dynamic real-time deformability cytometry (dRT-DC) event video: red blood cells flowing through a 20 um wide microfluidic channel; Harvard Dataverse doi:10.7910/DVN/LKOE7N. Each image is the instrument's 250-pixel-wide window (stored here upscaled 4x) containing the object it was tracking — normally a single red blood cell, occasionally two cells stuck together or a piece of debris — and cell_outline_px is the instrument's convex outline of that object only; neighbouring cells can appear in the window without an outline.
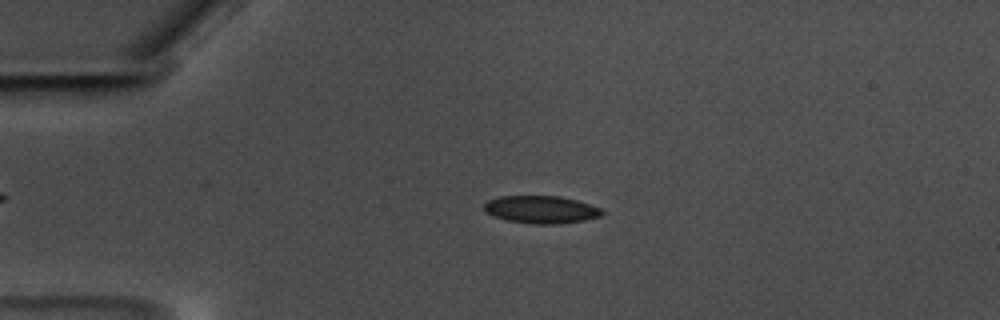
{"species": "common noctule bat (a hibernating species)", "species_latin": "Nyctalus noctula", "temperature_condition": "warm", "stored_images_in_passage": 46, "camera_frame_rate_fps": 3000, "um_per_image_px": 0.085, "animal": {"sex": "male", "body_mass_g": 17.5, "forearm_length_mm": 52.3}, "frame": {"image": 1, "passage_image": 10, "time_ms": 3.0, "image_size_px": [1000, 320], "cell_outline_px": [[604, 212], [600, 216], [584, 220], [560, 224], [532, 224], [508, 220], [496, 216], [488, 212], [484, 208], [484, 204], [488, 200], [500, 196], [560, 196], [576, 200], [600, 208]], "centroid_in_image_um": [46.01, 17.81], "position_along_channel_um": 39.0, "area_um2": 18.73}}
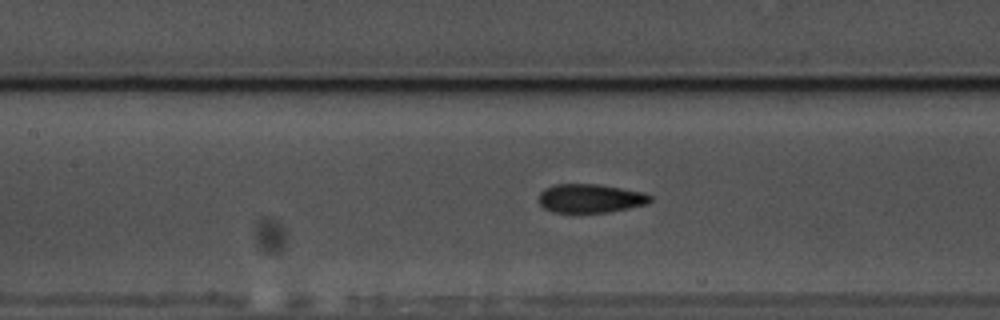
{"frame": {"image": 2, "passage_image": 23, "time_ms": 7.333, "image_size_px": [1000, 320], "cell_outline_px": [[652, 200], [648, 204], [608, 212], [552, 212], [544, 208], [540, 204], [540, 192], [544, 188], [552, 184], [596, 184], [644, 192], [652, 196]], "centroid_in_image_um": [50.18, 16.85], "position_along_channel_um": 157.2, "area_um2": 18.67}}
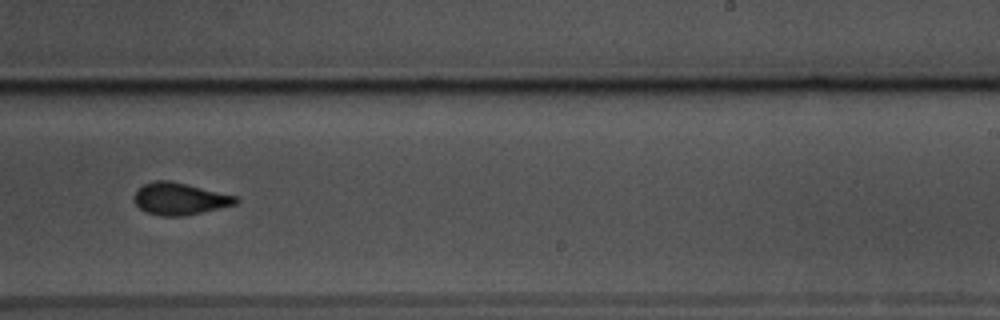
{"frame": {"image": 3, "passage_image": 33, "time_ms": 10.667, "image_size_px": [1000, 320], "cell_outline_px": [[240, 200], [236, 204], [184, 216], [164, 216], [148, 212], [140, 208], [136, 204], [132, 196], [136, 188], [144, 184], [156, 180], [168, 180], [236, 196]], "centroid_in_image_um": [15.23, 16.89], "position_along_channel_um": 273.8, "area_um2": 18.79}, "authors_computed_cell_mechanics": {"area_um2": 18.9873, "velocity_mm_per_s": 3.5076, "shape_relaxation_time_tau1_ms": 4.2248, "shape_relaxation_time_tau2_ms": 1.1448, "deformation_change_tau1": 0.1167, "deformation_change_tau2": 0.0581}}